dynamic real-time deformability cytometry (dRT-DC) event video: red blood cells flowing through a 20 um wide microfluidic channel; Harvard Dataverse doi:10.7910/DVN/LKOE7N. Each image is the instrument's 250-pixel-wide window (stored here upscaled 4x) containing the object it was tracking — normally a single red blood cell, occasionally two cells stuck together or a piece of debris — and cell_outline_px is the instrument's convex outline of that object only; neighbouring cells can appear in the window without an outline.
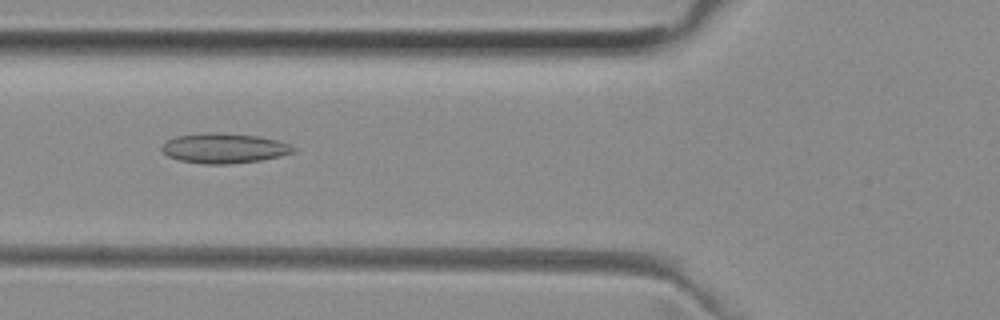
{"species": "common noctule bat (a hibernating species)", "species_latin": "Nyctalus noctula", "temperature_condition": "room temperature", "stored_images_in_passage": 37, "camera_frame_rate_fps": 3000, "um_per_image_px": 0.085, "animal": {"sex": "female", "body_mass_g": 29.2, "forearm_length_mm": 56.3}, "frame": {"image": 1, "passage_image": 4, "time_ms": 1.0, "image_size_px": [1000, 320], "cell_outline_px": [[296, 152], [280, 156], [260, 160], [228, 164], [204, 164], [180, 160], [168, 156], [160, 148], [168, 140], [176, 136], [200, 132], [216, 132], [256, 136], [280, 140], [296, 148]], "centroid_in_image_um": [19.06, 12.59], "position_along_channel_um": 106.7, "area_um2": 23.0}}
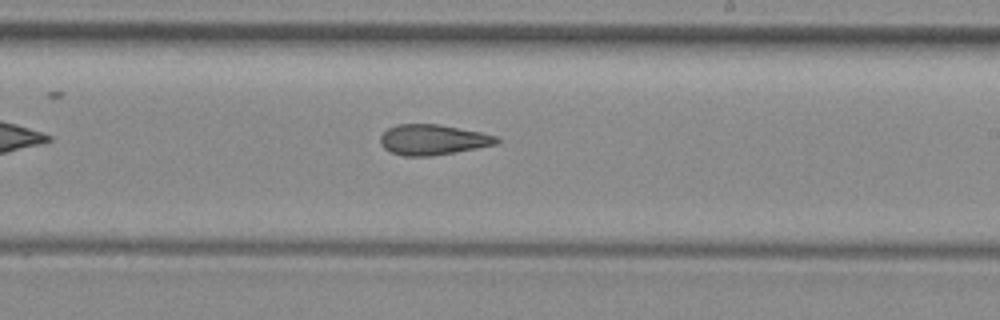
{"frame": {"image": 2, "passage_image": 15, "time_ms": 4.667, "image_size_px": [1000, 320], "cell_outline_px": [[504, 140], [496, 144], [456, 152], [432, 156], [404, 156], [392, 152], [384, 148], [380, 144], [380, 136], [388, 128], [396, 124], [440, 124], [500, 136]], "centroid_in_image_um": [36.83, 11.87], "position_along_channel_um": 252.2, "area_um2": 20.81}}
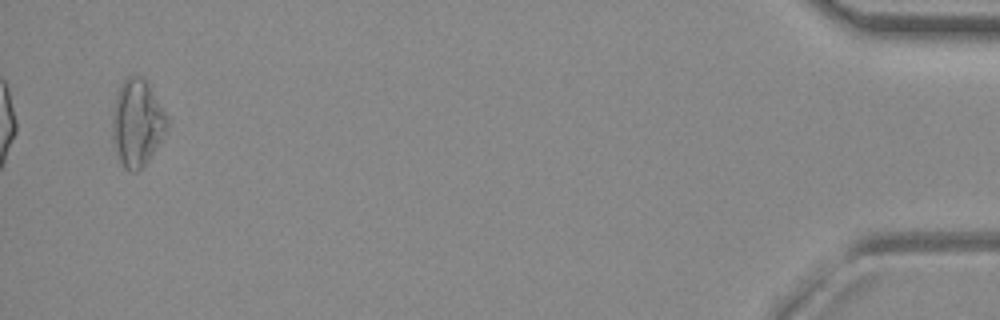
{"frame": {"image": 3, "passage_image": 35, "time_ms": 11.333, "image_size_px": [1000, 320], "cell_outline_px": [[168, 128], [164, 136], [148, 160], [136, 172], [132, 172], [124, 168], [112, 144], [112, 112], [116, 96], [120, 84], [128, 76], [140, 76], [152, 88], [168, 116]], "centroid_in_image_um": [11.65, 10.44], "position_along_channel_um": 423.5, "area_um2": 27.92}, "authors_computed_cell_mechanics": {"area_um2": 21.2704, "velocity_mm_per_s": 3.9663, "shape_relaxation_time_tau1_ms": null, "shape_relaxation_time_tau2_ms": 3.7974, "deformation_change_tau1": null, "deformation_change_tau2": 0.1291}}